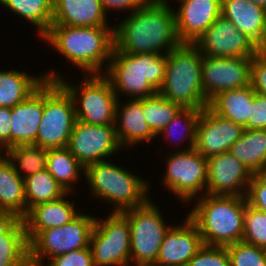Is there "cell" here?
<instances>
[{"label": "cell", "instance_id": "obj_1", "mask_svg": "<svg viewBox=\"0 0 266 266\" xmlns=\"http://www.w3.org/2000/svg\"><path fill=\"white\" fill-rule=\"evenodd\" d=\"M167 2L146 1L114 28V48L126 54H166L182 44ZM160 52V53H159Z\"/></svg>", "mask_w": 266, "mask_h": 266}, {"label": "cell", "instance_id": "obj_2", "mask_svg": "<svg viewBox=\"0 0 266 266\" xmlns=\"http://www.w3.org/2000/svg\"><path fill=\"white\" fill-rule=\"evenodd\" d=\"M110 28L52 24L42 39L72 64L91 74H100L104 61H110L114 49V28Z\"/></svg>", "mask_w": 266, "mask_h": 266}, {"label": "cell", "instance_id": "obj_3", "mask_svg": "<svg viewBox=\"0 0 266 266\" xmlns=\"http://www.w3.org/2000/svg\"><path fill=\"white\" fill-rule=\"evenodd\" d=\"M188 217L197 226L204 245L228 246L242 241L247 200L245 196L205 194Z\"/></svg>", "mask_w": 266, "mask_h": 266}, {"label": "cell", "instance_id": "obj_4", "mask_svg": "<svg viewBox=\"0 0 266 266\" xmlns=\"http://www.w3.org/2000/svg\"><path fill=\"white\" fill-rule=\"evenodd\" d=\"M106 77L117 97L123 93L143 99L161 89L166 73L167 54H126L113 49Z\"/></svg>", "mask_w": 266, "mask_h": 266}, {"label": "cell", "instance_id": "obj_5", "mask_svg": "<svg viewBox=\"0 0 266 266\" xmlns=\"http://www.w3.org/2000/svg\"><path fill=\"white\" fill-rule=\"evenodd\" d=\"M203 54L191 43H182L167 54L165 79L158 93L182 108L208 106L202 86Z\"/></svg>", "mask_w": 266, "mask_h": 266}, {"label": "cell", "instance_id": "obj_6", "mask_svg": "<svg viewBox=\"0 0 266 266\" xmlns=\"http://www.w3.org/2000/svg\"><path fill=\"white\" fill-rule=\"evenodd\" d=\"M84 173L93 195L116 206L114 212H123L145 205L148 183L106 160L85 167Z\"/></svg>", "mask_w": 266, "mask_h": 266}, {"label": "cell", "instance_id": "obj_7", "mask_svg": "<svg viewBox=\"0 0 266 266\" xmlns=\"http://www.w3.org/2000/svg\"><path fill=\"white\" fill-rule=\"evenodd\" d=\"M76 121L75 103L57 80L44 81V111L34 146L67 147Z\"/></svg>", "mask_w": 266, "mask_h": 266}, {"label": "cell", "instance_id": "obj_8", "mask_svg": "<svg viewBox=\"0 0 266 266\" xmlns=\"http://www.w3.org/2000/svg\"><path fill=\"white\" fill-rule=\"evenodd\" d=\"M47 80H57L71 95L75 103L76 120L92 125H115L118 97L113 90L110 80L101 74H90L77 89L65 83L57 73L45 74ZM80 91L78 94L77 92ZM81 94V95H80ZM79 95V97L77 96ZM78 97V108L76 98Z\"/></svg>", "mask_w": 266, "mask_h": 266}, {"label": "cell", "instance_id": "obj_9", "mask_svg": "<svg viewBox=\"0 0 266 266\" xmlns=\"http://www.w3.org/2000/svg\"><path fill=\"white\" fill-rule=\"evenodd\" d=\"M152 202L121 212L130 224V261L136 266H154L166 232L161 214ZM132 259V260H131Z\"/></svg>", "mask_w": 266, "mask_h": 266}, {"label": "cell", "instance_id": "obj_10", "mask_svg": "<svg viewBox=\"0 0 266 266\" xmlns=\"http://www.w3.org/2000/svg\"><path fill=\"white\" fill-rule=\"evenodd\" d=\"M89 246L94 266H127L131 251L128 219L120 212H112L101 222L95 219Z\"/></svg>", "mask_w": 266, "mask_h": 266}, {"label": "cell", "instance_id": "obj_11", "mask_svg": "<svg viewBox=\"0 0 266 266\" xmlns=\"http://www.w3.org/2000/svg\"><path fill=\"white\" fill-rule=\"evenodd\" d=\"M94 217L78 214L69 223L41 231L30 243L29 253L41 261L77 249L88 248L95 224Z\"/></svg>", "mask_w": 266, "mask_h": 266}, {"label": "cell", "instance_id": "obj_12", "mask_svg": "<svg viewBox=\"0 0 266 266\" xmlns=\"http://www.w3.org/2000/svg\"><path fill=\"white\" fill-rule=\"evenodd\" d=\"M170 157V158H169ZM167 159L164 184L183 201L194 198L207 183V158L194 148L177 151Z\"/></svg>", "mask_w": 266, "mask_h": 266}, {"label": "cell", "instance_id": "obj_13", "mask_svg": "<svg viewBox=\"0 0 266 266\" xmlns=\"http://www.w3.org/2000/svg\"><path fill=\"white\" fill-rule=\"evenodd\" d=\"M194 45L203 55L219 58L253 57L262 50L222 15L195 41Z\"/></svg>", "mask_w": 266, "mask_h": 266}, {"label": "cell", "instance_id": "obj_14", "mask_svg": "<svg viewBox=\"0 0 266 266\" xmlns=\"http://www.w3.org/2000/svg\"><path fill=\"white\" fill-rule=\"evenodd\" d=\"M252 58H219L203 55L202 86L208 103L223 91L250 85Z\"/></svg>", "mask_w": 266, "mask_h": 266}, {"label": "cell", "instance_id": "obj_15", "mask_svg": "<svg viewBox=\"0 0 266 266\" xmlns=\"http://www.w3.org/2000/svg\"><path fill=\"white\" fill-rule=\"evenodd\" d=\"M67 148L84 166L104 161L121 148L115 125H92L76 120Z\"/></svg>", "mask_w": 266, "mask_h": 266}, {"label": "cell", "instance_id": "obj_16", "mask_svg": "<svg viewBox=\"0 0 266 266\" xmlns=\"http://www.w3.org/2000/svg\"><path fill=\"white\" fill-rule=\"evenodd\" d=\"M207 168V191L205 194L246 196L243 189L246 188L244 191H247L254 174L231 153L225 152L207 158Z\"/></svg>", "mask_w": 266, "mask_h": 266}, {"label": "cell", "instance_id": "obj_17", "mask_svg": "<svg viewBox=\"0 0 266 266\" xmlns=\"http://www.w3.org/2000/svg\"><path fill=\"white\" fill-rule=\"evenodd\" d=\"M243 131L241 125L219 116L207 106L197 123L194 149L206 158L229 152Z\"/></svg>", "mask_w": 266, "mask_h": 266}, {"label": "cell", "instance_id": "obj_18", "mask_svg": "<svg viewBox=\"0 0 266 266\" xmlns=\"http://www.w3.org/2000/svg\"><path fill=\"white\" fill-rule=\"evenodd\" d=\"M181 226L165 234L154 266H186L204 243L195 223L187 216Z\"/></svg>", "mask_w": 266, "mask_h": 266}, {"label": "cell", "instance_id": "obj_19", "mask_svg": "<svg viewBox=\"0 0 266 266\" xmlns=\"http://www.w3.org/2000/svg\"><path fill=\"white\" fill-rule=\"evenodd\" d=\"M175 13L177 34L182 43L195 41L221 15V0H180Z\"/></svg>", "mask_w": 266, "mask_h": 266}, {"label": "cell", "instance_id": "obj_20", "mask_svg": "<svg viewBox=\"0 0 266 266\" xmlns=\"http://www.w3.org/2000/svg\"><path fill=\"white\" fill-rule=\"evenodd\" d=\"M44 111V82L23 102L11 108V147L34 145Z\"/></svg>", "mask_w": 266, "mask_h": 266}, {"label": "cell", "instance_id": "obj_21", "mask_svg": "<svg viewBox=\"0 0 266 266\" xmlns=\"http://www.w3.org/2000/svg\"><path fill=\"white\" fill-rule=\"evenodd\" d=\"M221 15L266 50V9L249 0H221Z\"/></svg>", "mask_w": 266, "mask_h": 266}, {"label": "cell", "instance_id": "obj_22", "mask_svg": "<svg viewBox=\"0 0 266 266\" xmlns=\"http://www.w3.org/2000/svg\"><path fill=\"white\" fill-rule=\"evenodd\" d=\"M64 197L55 201L37 204L28 210L27 214L22 218L28 243L41 231L63 226L78 215L74 208V201L71 203L64 200Z\"/></svg>", "mask_w": 266, "mask_h": 266}, {"label": "cell", "instance_id": "obj_23", "mask_svg": "<svg viewBox=\"0 0 266 266\" xmlns=\"http://www.w3.org/2000/svg\"><path fill=\"white\" fill-rule=\"evenodd\" d=\"M100 0H53L52 24L68 26H107Z\"/></svg>", "mask_w": 266, "mask_h": 266}, {"label": "cell", "instance_id": "obj_24", "mask_svg": "<svg viewBox=\"0 0 266 266\" xmlns=\"http://www.w3.org/2000/svg\"><path fill=\"white\" fill-rule=\"evenodd\" d=\"M16 163L0 159V215L23 218L26 215L24 178Z\"/></svg>", "mask_w": 266, "mask_h": 266}, {"label": "cell", "instance_id": "obj_25", "mask_svg": "<svg viewBox=\"0 0 266 266\" xmlns=\"http://www.w3.org/2000/svg\"><path fill=\"white\" fill-rule=\"evenodd\" d=\"M127 103L121 108L122 110L119 109V102L116 107L115 131L120 146L133 145L140 143L142 140L150 141L156 137L145 120L142 109V99L134 98ZM119 117L120 126H117Z\"/></svg>", "mask_w": 266, "mask_h": 266}, {"label": "cell", "instance_id": "obj_26", "mask_svg": "<svg viewBox=\"0 0 266 266\" xmlns=\"http://www.w3.org/2000/svg\"><path fill=\"white\" fill-rule=\"evenodd\" d=\"M29 254L22 218L0 216V266H17Z\"/></svg>", "mask_w": 266, "mask_h": 266}, {"label": "cell", "instance_id": "obj_27", "mask_svg": "<svg viewBox=\"0 0 266 266\" xmlns=\"http://www.w3.org/2000/svg\"><path fill=\"white\" fill-rule=\"evenodd\" d=\"M255 94L251 84L242 88L226 90L214 96L209 101L208 107L219 116L246 129Z\"/></svg>", "mask_w": 266, "mask_h": 266}, {"label": "cell", "instance_id": "obj_28", "mask_svg": "<svg viewBox=\"0 0 266 266\" xmlns=\"http://www.w3.org/2000/svg\"><path fill=\"white\" fill-rule=\"evenodd\" d=\"M229 153L253 174L266 173V129H244Z\"/></svg>", "mask_w": 266, "mask_h": 266}, {"label": "cell", "instance_id": "obj_29", "mask_svg": "<svg viewBox=\"0 0 266 266\" xmlns=\"http://www.w3.org/2000/svg\"><path fill=\"white\" fill-rule=\"evenodd\" d=\"M45 80V76L30 77L25 72L0 71V107L13 108L23 102Z\"/></svg>", "mask_w": 266, "mask_h": 266}, {"label": "cell", "instance_id": "obj_30", "mask_svg": "<svg viewBox=\"0 0 266 266\" xmlns=\"http://www.w3.org/2000/svg\"><path fill=\"white\" fill-rule=\"evenodd\" d=\"M24 186L26 214L31 207L37 204L55 201L69 194L47 169L24 178Z\"/></svg>", "mask_w": 266, "mask_h": 266}, {"label": "cell", "instance_id": "obj_31", "mask_svg": "<svg viewBox=\"0 0 266 266\" xmlns=\"http://www.w3.org/2000/svg\"><path fill=\"white\" fill-rule=\"evenodd\" d=\"M46 169L56 181L69 193L71 183L75 182L79 172L85 167L72 155L67 147L48 149Z\"/></svg>", "mask_w": 266, "mask_h": 266}, {"label": "cell", "instance_id": "obj_32", "mask_svg": "<svg viewBox=\"0 0 266 266\" xmlns=\"http://www.w3.org/2000/svg\"><path fill=\"white\" fill-rule=\"evenodd\" d=\"M0 3L36 25L42 37L52 25L53 0H0Z\"/></svg>", "mask_w": 266, "mask_h": 266}, {"label": "cell", "instance_id": "obj_33", "mask_svg": "<svg viewBox=\"0 0 266 266\" xmlns=\"http://www.w3.org/2000/svg\"><path fill=\"white\" fill-rule=\"evenodd\" d=\"M142 109L151 131L158 136L182 107L157 93L142 99Z\"/></svg>", "mask_w": 266, "mask_h": 266}, {"label": "cell", "instance_id": "obj_34", "mask_svg": "<svg viewBox=\"0 0 266 266\" xmlns=\"http://www.w3.org/2000/svg\"><path fill=\"white\" fill-rule=\"evenodd\" d=\"M5 152L9 162L19 163L20 169L26 172L23 178L46 169L48 149L34 145H15Z\"/></svg>", "mask_w": 266, "mask_h": 266}, {"label": "cell", "instance_id": "obj_35", "mask_svg": "<svg viewBox=\"0 0 266 266\" xmlns=\"http://www.w3.org/2000/svg\"><path fill=\"white\" fill-rule=\"evenodd\" d=\"M231 266H266V249L239 241L226 246Z\"/></svg>", "mask_w": 266, "mask_h": 266}, {"label": "cell", "instance_id": "obj_36", "mask_svg": "<svg viewBox=\"0 0 266 266\" xmlns=\"http://www.w3.org/2000/svg\"><path fill=\"white\" fill-rule=\"evenodd\" d=\"M242 241L266 249V213L248 204Z\"/></svg>", "mask_w": 266, "mask_h": 266}, {"label": "cell", "instance_id": "obj_37", "mask_svg": "<svg viewBox=\"0 0 266 266\" xmlns=\"http://www.w3.org/2000/svg\"><path fill=\"white\" fill-rule=\"evenodd\" d=\"M201 111L202 109L182 108V110L179 111V113L166 125V127L161 132H159V134L165 133L166 136L173 135V127L175 125L177 126L178 124H181V119H183L185 120V130L183 129V132L185 136L187 134L186 138H189L190 143L189 147H187V150L193 149L196 141L197 123Z\"/></svg>", "mask_w": 266, "mask_h": 266}, {"label": "cell", "instance_id": "obj_38", "mask_svg": "<svg viewBox=\"0 0 266 266\" xmlns=\"http://www.w3.org/2000/svg\"><path fill=\"white\" fill-rule=\"evenodd\" d=\"M186 266H231V262L225 246L203 245Z\"/></svg>", "mask_w": 266, "mask_h": 266}, {"label": "cell", "instance_id": "obj_39", "mask_svg": "<svg viewBox=\"0 0 266 266\" xmlns=\"http://www.w3.org/2000/svg\"><path fill=\"white\" fill-rule=\"evenodd\" d=\"M245 197L249 206L266 213V173L253 175Z\"/></svg>", "mask_w": 266, "mask_h": 266}, {"label": "cell", "instance_id": "obj_40", "mask_svg": "<svg viewBox=\"0 0 266 266\" xmlns=\"http://www.w3.org/2000/svg\"><path fill=\"white\" fill-rule=\"evenodd\" d=\"M49 266H94L90 246L55 256Z\"/></svg>", "mask_w": 266, "mask_h": 266}, {"label": "cell", "instance_id": "obj_41", "mask_svg": "<svg viewBox=\"0 0 266 266\" xmlns=\"http://www.w3.org/2000/svg\"><path fill=\"white\" fill-rule=\"evenodd\" d=\"M250 84L255 93L266 95V50L252 58Z\"/></svg>", "mask_w": 266, "mask_h": 266}, {"label": "cell", "instance_id": "obj_42", "mask_svg": "<svg viewBox=\"0 0 266 266\" xmlns=\"http://www.w3.org/2000/svg\"><path fill=\"white\" fill-rule=\"evenodd\" d=\"M246 129H266V95L255 94Z\"/></svg>", "mask_w": 266, "mask_h": 266}, {"label": "cell", "instance_id": "obj_43", "mask_svg": "<svg viewBox=\"0 0 266 266\" xmlns=\"http://www.w3.org/2000/svg\"><path fill=\"white\" fill-rule=\"evenodd\" d=\"M11 108L0 107V143L7 150L11 147Z\"/></svg>", "mask_w": 266, "mask_h": 266}, {"label": "cell", "instance_id": "obj_44", "mask_svg": "<svg viewBox=\"0 0 266 266\" xmlns=\"http://www.w3.org/2000/svg\"><path fill=\"white\" fill-rule=\"evenodd\" d=\"M105 11L109 9H129L136 11L146 0H100Z\"/></svg>", "mask_w": 266, "mask_h": 266}, {"label": "cell", "instance_id": "obj_45", "mask_svg": "<svg viewBox=\"0 0 266 266\" xmlns=\"http://www.w3.org/2000/svg\"><path fill=\"white\" fill-rule=\"evenodd\" d=\"M44 261H41L37 258H34L30 253L27 254L19 263L17 266H43L42 263ZM49 266V265H48Z\"/></svg>", "mask_w": 266, "mask_h": 266}, {"label": "cell", "instance_id": "obj_46", "mask_svg": "<svg viewBox=\"0 0 266 266\" xmlns=\"http://www.w3.org/2000/svg\"><path fill=\"white\" fill-rule=\"evenodd\" d=\"M253 2L254 4L266 9V0H249Z\"/></svg>", "mask_w": 266, "mask_h": 266}, {"label": "cell", "instance_id": "obj_47", "mask_svg": "<svg viewBox=\"0 0 266 266\" xmlns=\"http://www.w3.org/2000/svg\"><path fill=\"white\" fill-rule=\"evenodd\" d=\"M3 147H4V146L0 143V149H1V150L3 149ZM0 152H1V151H0ZM0 154H1V153H0ZM4 157H5V156L2 157V156L0 155V159H1V158H4Z\"/></svg>", "mask_w": 266, "mask_h": 266}, {"label": "cell", "instance_id": "obj_48", "mask_svg": "<svg viewBox=\"0 0 266 266\" xmlns=\"http://www.w3.org/2000/svg\"><path fill=\"white\" fill-rule=\"evenodd\" d=\"M146 1H160V2H167V0H146Z\"/></svg>", "mask_w": 266, "mask_h": 266}]
</instances>
